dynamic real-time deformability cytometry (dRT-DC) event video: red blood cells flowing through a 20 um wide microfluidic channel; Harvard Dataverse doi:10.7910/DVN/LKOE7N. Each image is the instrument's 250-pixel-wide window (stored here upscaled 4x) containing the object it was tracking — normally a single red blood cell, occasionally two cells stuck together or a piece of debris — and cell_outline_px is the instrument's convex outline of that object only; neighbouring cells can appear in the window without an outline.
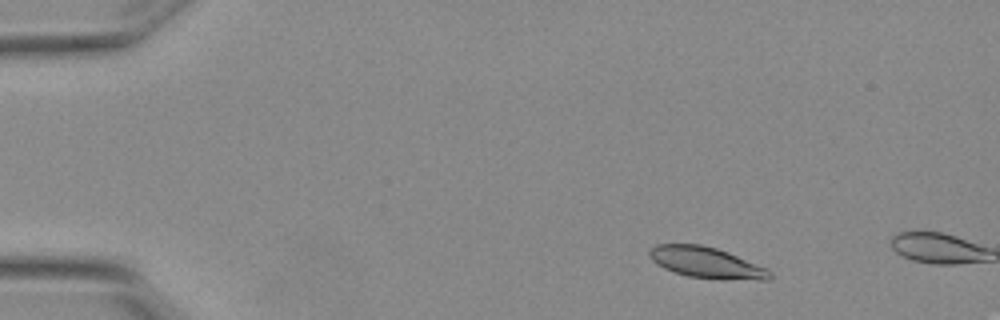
{"species": "Egyptian fruit bat (a non-hibernating species)", "species_latin": "Rousettus aegyptiacus", "temperature_condition": "warm", "stored_images_in_passage": 3, "camera_frame_rate_fps": 3000, "um_per_image_px": 0.085, "animal": {"sex": "female"}, "frame": {"image": 1, "passage_image": 2, "time_ms": 0.333, "image_size_px": [1000, 320], "cell_outline_px": [[772, 276], [768, 280], [720, 280], [688, 276], [664, 268], [656, 264], [648, 256], [648, 248], [656, 244], [700, 244], [716, 248], [728, 252], [768, 268], [772, 272]], "centroid_in_image_um": [60.06, 22.33], "position_along_channel_um": 24.9, "area_um2": 22.14}}